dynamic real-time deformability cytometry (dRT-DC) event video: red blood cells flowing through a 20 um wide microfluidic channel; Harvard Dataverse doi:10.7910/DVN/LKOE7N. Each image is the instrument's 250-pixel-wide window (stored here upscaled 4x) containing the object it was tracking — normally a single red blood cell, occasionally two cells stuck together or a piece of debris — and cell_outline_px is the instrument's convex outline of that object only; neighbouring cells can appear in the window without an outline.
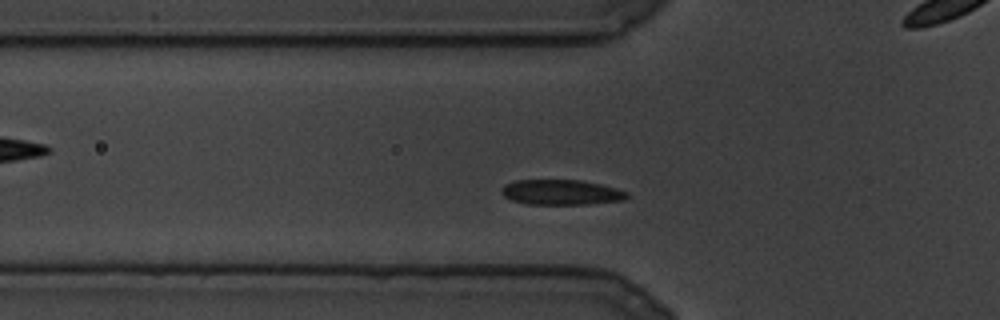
{"species": "common noctule bat (a hibernating species)", "species_latin": "Nyctalus noctula", "temperature_condition": "cold", "stored_images_in_passage": 82, "camera_frame_rate_fps": 3000, "um_per_image_px": 0.085, "animal": {"sex": "male", "body_mass_g": 19.5, "forearm_length_mm": 54.6}, "frame": {"image": 1, "passage_image": 8, "time_ms": 2.333, "image_size_px": [1000, 320], "cell_outline_px": [[628, 196], [624, 200], [588, 204], [528, 204], [512, 200], [504, 196], [500, 192], [500, 188], [504, 184], [516, 180], [580, 180], [600, 184], [616, 188], [628, 192]], "centroid_in_image_um": [47.68, 16.34], "position_along_channel_um": 78.1, "area_um2": 18.44}}
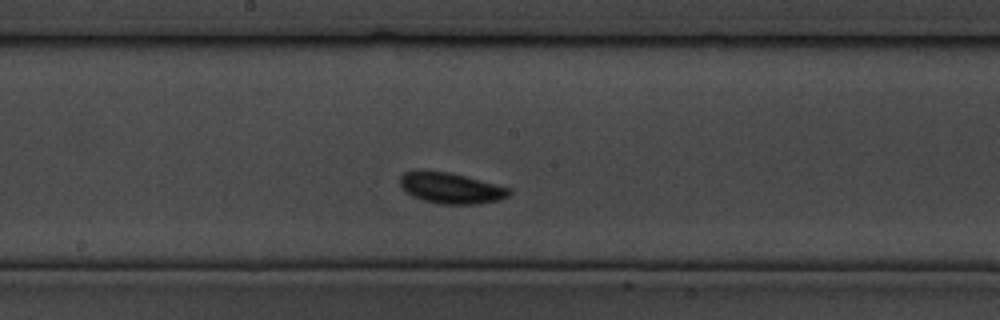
{"frame": {"image": 2, "passage_image": 30, "time_ms": 9.667, "image_size_px": [1000, 320], "cell_outline_px": [[512, 192], [508, 196], [496, 200], [480, 204], [440, 204], [424, 200], [412, 196], [400, 188], [400, 176], [404, 172], [420, 168], [424, 168], [448, 172], [464, 176], [508, 188]], "centroid_in_image_um": [38.22, 15.96], "position_along_channel_um": 210.0, "area_um2": 19.77}}
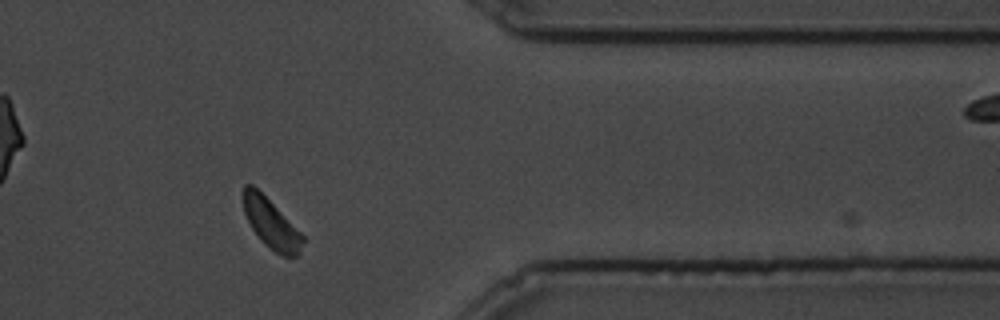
{"frame": {"image": 3, "passage_image": 62, "time_ms": 20.333, "image_size_px": [1000, 320], "cell_outline_px": [[308, 240], [300, 252], [296, 256], [284, 256], [276, 252], [264, 244], [260, 240], [252, 228], [244, 212], [244, 184], [252, 184]], "centroid_in_image_um": [23.08, 19.06], "position_along_channel_um": 388.3, "area_um2": 16.76}}